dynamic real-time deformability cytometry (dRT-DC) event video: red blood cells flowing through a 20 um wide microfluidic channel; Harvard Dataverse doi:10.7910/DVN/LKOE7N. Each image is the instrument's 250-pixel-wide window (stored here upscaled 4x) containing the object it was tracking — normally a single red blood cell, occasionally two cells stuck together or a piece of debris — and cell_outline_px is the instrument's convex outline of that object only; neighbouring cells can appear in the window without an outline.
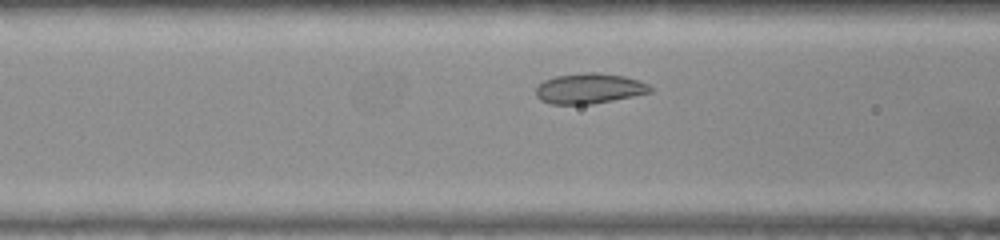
{"species": "common noctule bat (a hibernating species)", "species_latin": "Nyctalus noctula", "temperature_condition": "warm", "stored_images_in_passage": 32, "camera_frame_rate_fps": 3000, "um_per_image_px": 0.085, "animal": {"sex": "female", "body_mass_g": 22.0, "forearm_length_mm": 56.7}, "frame": {"image": 1, "passage_image": 9, "time_ms": 2.667, "image_size_px": [1000, 240], "cell_outline_px": [[652, 92], [592, 104], [552, 104], [540, 100], [536, 96], [536, 88], [544, 80], [556, 76], [584, 72], [600, 72], [624, 76], [640, 80], [648, 84], [652, 88]], "centroid_in_image_um": [50.09, 7.51], "position_along_channel_um": 116.5, "area_um2": 20.23}}
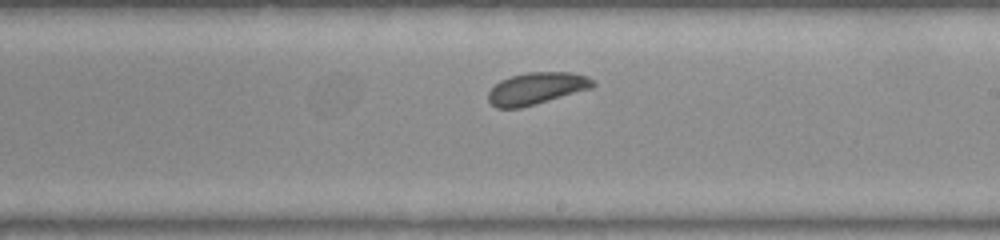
{"frame": {"image": 2, "passage_image": 19, "time_ms": 6.0, "image_size_px": [1000, 240], "cell_outline_px": [[596, 84], [592, 88], [520, 108], [496, 108], [488, 100], [488, 92], [500, 80], [512, 76], [528, 72], [568, 72], [588, 76], [596, 80]], "centroid_in_image_um": [45.63, 7.51], "position_along_channel_um": 243.4, "area_um2": 19.42}}
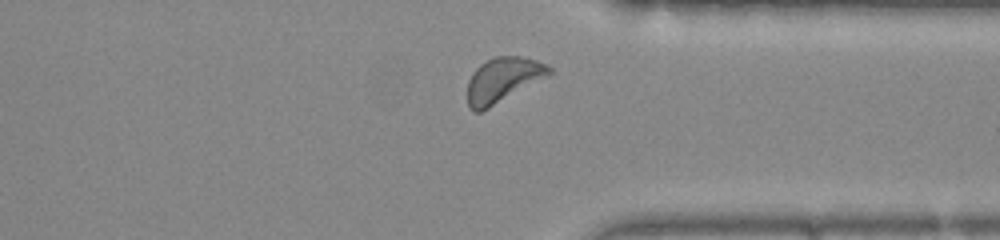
{"frame": {"image": 3, "passage_image": 29, "time_ms": 9.333, "image_size_px": [1000, 240], "cell_outline_px": [[552, 72], [548, 76], [488, 108], [480, 112], [472, 112], [468, 108], [468, 80], [472, 72], [480, 64], [496, 56], [520, 56], [536, 60], [548, 64], [552, 68]], "centroid_in_image_um": [42.74, 6.78], "position_along_channel_um": 368.7, "area_um2": 21.27}, "authors_computed_cell_mechanics": {"area_um2": 19.7676, "velocity_mm_per_s": 3.8174, "shape_relaxation_time_tau1_ms": 3.0872, "shape_relaxation_time_tau2_ms": null, "deformation_change_tau1": 0.0834, "deformation_change_tau2": null}}